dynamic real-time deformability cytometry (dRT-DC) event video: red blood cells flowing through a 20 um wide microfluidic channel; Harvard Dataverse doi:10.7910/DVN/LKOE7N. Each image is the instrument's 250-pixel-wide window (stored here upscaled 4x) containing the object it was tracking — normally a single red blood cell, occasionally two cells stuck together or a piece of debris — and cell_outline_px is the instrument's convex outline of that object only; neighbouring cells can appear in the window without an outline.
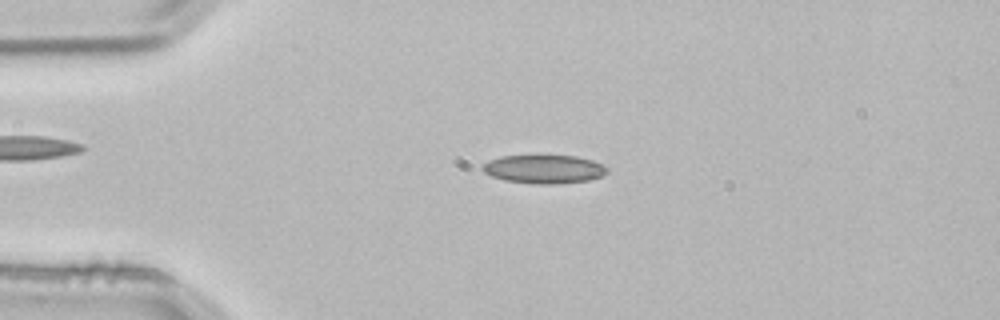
{"species": "common noctule bat (a hibernating species)", "species_latin": "Nyctalus noctula", "temperature_condition": "room temperature", "stored_images_in_passage": 3, "camera_frame_rate_fps": 3000, "um_per_image_px": 0.085, "animal": {"sex": "male", "body_mass_g": 21.5, "forearm_length_mm": 52.0}, "frame": {"image": 1, "passage_image": 2, "time_ms": 0.333, "image_size_px": [1000, 320], "cell_outline_px": [[608, 172], [600, 176], [588, 180], [556, 184], [540, 184], [504, 180], [492, 176], [484, 172], [480, 168], [488, 160], [500, 156], [576, 156], [592, 160], [608, 168]], "centroid_in_image_um": [46.22, 14.37], "position_along_channel_um": 38.8, "area_um2": 20.52}}
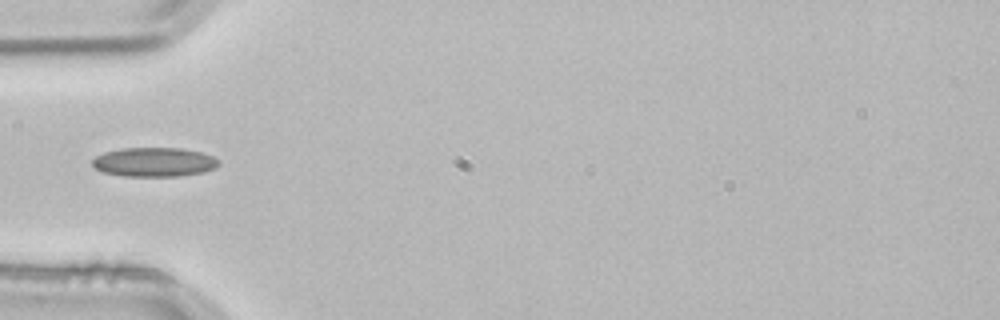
{"frame": {"image": 2, "passage_image": 3, "time_ms": 0.667, "image_size_px": [1000, 320], "cell_outline_px": [[220, 164], [216, 168], [204, 172], [180, 176], [124, 176], [104, 172], [96, 168], [92, 164], [92, 160], [96, 156], [104, 152], [120, 148], [180, 148], [200, 152], [212, 156], [220, 160]], "centroid_in_image_um": [13.13, 13.77], "position_along_channel_um": 71.9, "area_um2": 21.56}}